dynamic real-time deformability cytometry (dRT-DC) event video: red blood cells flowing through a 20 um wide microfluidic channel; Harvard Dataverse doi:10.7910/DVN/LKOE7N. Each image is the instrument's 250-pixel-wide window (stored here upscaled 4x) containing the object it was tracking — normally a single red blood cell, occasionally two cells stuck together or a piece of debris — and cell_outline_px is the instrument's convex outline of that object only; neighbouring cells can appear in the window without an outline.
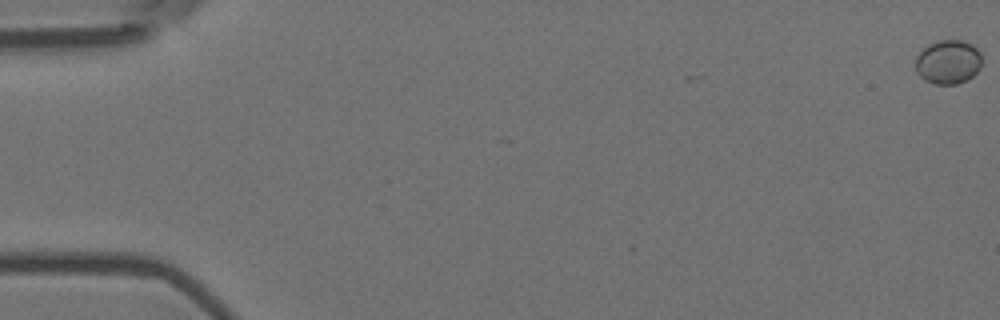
{"species": "Egyptian fruit bat (a non-hibernating species)", "species_latin": "Rousettus aegyptiacus", "temperature_condition": "room temperature", "stored_images_in_passage": 58, "camera_frame_rate_fps": 3000, "um_per_image_px": 0.085, "animal": {"sex": "female"}, "frame": {"image": 1, "passage_image": 1, "time_ms": 0.0, "image_size_px": [1000, 320], "cell_outline_px": [[980, 68], [968, 80], [956, 84], [936, 84], [924, 80], [916, 72], [916, 56], [928, 44], [940, 40], [960, 40], [972, 44], [980, 52]], "centroid_in_image_um": [80.58, 5.27], "position_along_channel_um": 4.4, "area_um2": 16.99}}
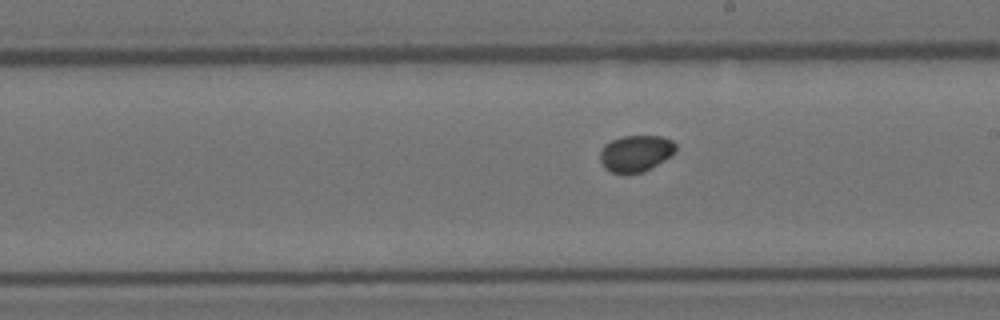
{"frame": {"image": 2, "passage_image": 34, "time_ms": 11.0, "image_size_px": [1000, 320], "cell_outline_px": [[676, 152], [664, 160], [644, 172], [612, 172], [604, 168], [600, 160], [600, 152], [604, 144], [612, 140], [624, 136], [660, 136], [672, 140], [676, 144]], "centroid_in_image_um": [54.05, 13.02], "position_along_channel_um": 235.0, "area_um2": 15.95}}
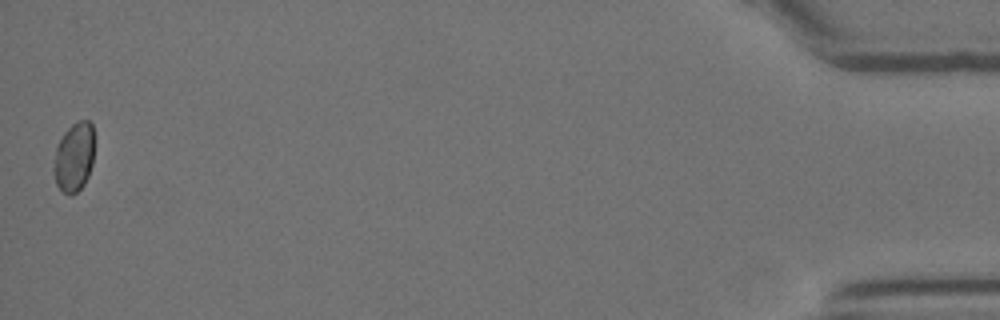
{"frame": {"image": 3, "passage_image": 58, "time_ms": 19.0, "image_size_px": [1000, 320], "cell_outline_px": [[92, 164], [88, 176], [84, 184], [72, 196], [68, 196], [56, 184], [52, 172], [52, 168], [56, 144], [64, 132], [72, 124], [80, 120], [88, 120], [92, 124]], "centroid_in_image_um": [6.24, 13.37], "position_along_channel_um": 429.0, "area_um2": 16.47}, "authors_computed_cell_mechanics": {"area_um2": 16.2129, "velocity_mm_per_s": 3.5898, "shape_relaxation_time_tau1_ms": null, "shape_relaxation_time_tau2_ms": 5.5748, "deformation_change_tau1": null, "deformation_change_tau2": 0.0405}}